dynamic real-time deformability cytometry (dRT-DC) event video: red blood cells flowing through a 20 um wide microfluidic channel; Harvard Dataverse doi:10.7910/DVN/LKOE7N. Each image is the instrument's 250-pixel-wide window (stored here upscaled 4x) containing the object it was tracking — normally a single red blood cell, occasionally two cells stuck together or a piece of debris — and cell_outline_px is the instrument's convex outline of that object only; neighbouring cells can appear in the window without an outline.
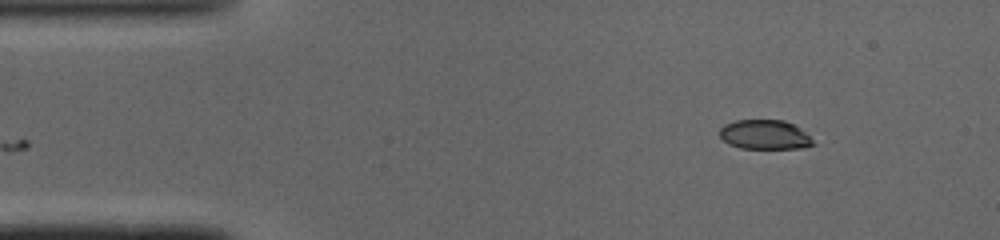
{"species": "common noctule bat (a hibernating species)", "species_latin": "Nyctalus noctula", "temperature_condition": "cold", "stored_images_in_passage": 44, "camera_frame_rate_fps": 3000, "um_per_image_px": 0.085, "animal": {"sex": "male", "body_mass_g": 19.0, "forearm_length_mm": 50.8}, "frame": {"image": 1, "passage_image": 1, "time_ms": 0.0, "image_size_px": [1000, 240], "cell_outline_px": [[816, 144], [804, 148], [740, 148], [728, 144], [720, 136], [720, 128], [724, 124], [736, 120], [784, 120], [796, 124]], "centroid_in_image_um": [65.01, 11.44], "position_along_channel_um": 20.0, "area_um2": 16.07}}
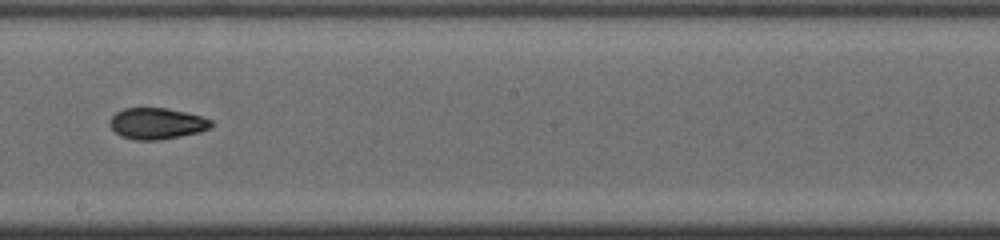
{"frame": {"image": 2, "passage_image": 22, "time_ms": 7.0, "image_size_px": [1000, 240], "cell_outline_px": [[212, 124], [208, 128], [200, 132], [160, 140], [136, 140], [120, 136], [108, 124], [108, 120], [116, 112], [124, 108], [164, 108], [184, 112], [200, 116], [212, 120]], "centroid_in_image_um": [13.28, 10.5], "position_along_channel_um": 234.9, "area_um2": 18.38}}
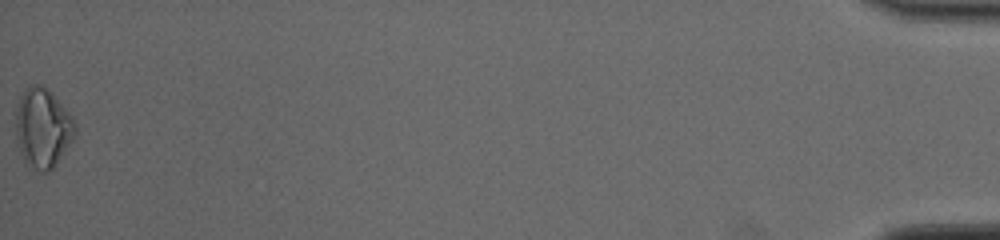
{"frame": {"image": 3, "passage_image": 44, "time_ms": 14.333, "image_size_px": [1000, 240], "cell_outline_px": [[76, 132], [72, 140], [56, 164], [48, 172], [40, 172], [28, 168], [20, 152], [16, 136], [16, 108], [20, 96], [24, 88], [36, 84], [40, 84], [56, 96], [72, 116], [76, 124]], "centroid_in_image_um": [3.62, 10.89], "position_along_channel_um": 431.6, "area_um2": 27.69}, "authors_computed_cell_mechanics": {"area_um2": 18.6116, "velocity_mm_per_s": 4.1107, "shape_relaxation_time_tau1_ms": null, "shape_relaxation_time_tau2_ms": 8.0704, "deformation_change_tau1": null, "deformation_change_tau2": 0.1252}}